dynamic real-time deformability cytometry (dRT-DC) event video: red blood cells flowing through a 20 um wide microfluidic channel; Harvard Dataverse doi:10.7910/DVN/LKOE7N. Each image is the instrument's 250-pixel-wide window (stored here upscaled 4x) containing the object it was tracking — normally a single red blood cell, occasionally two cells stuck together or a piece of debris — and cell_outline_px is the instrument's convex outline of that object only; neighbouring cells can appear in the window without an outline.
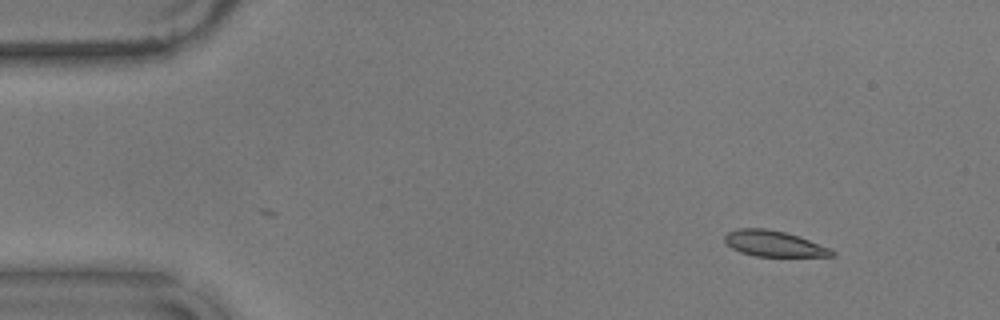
{"species": "common noctule bat (a hibernating species)", "species_latin": "Nyctalus noctula", "temperature_condition": "warm", "stored_images_in_passage": 52, "camera_frame_rate_fps": 3000, "um_per_image_px": 0.085, "animal": {"sex": "male", "body_mass_g": 17.9}, "frame": {"image": 1, "passage_image": 1, "time_ms": 0.0, "image_size_px": [1000, 320], "cell_outline_px": [[836, 256], [756, 256], [740, 252], [732, 248], [724, 240], [724, 236], [728, 232], [736, 228], [764, 228], [784, 232], [808, 240], [828, 248], [836, 252]], "centroid_in_image_um": [65.73, 20.71], "position_along_channel_um": 19.3, "area_um2": 15.84}}
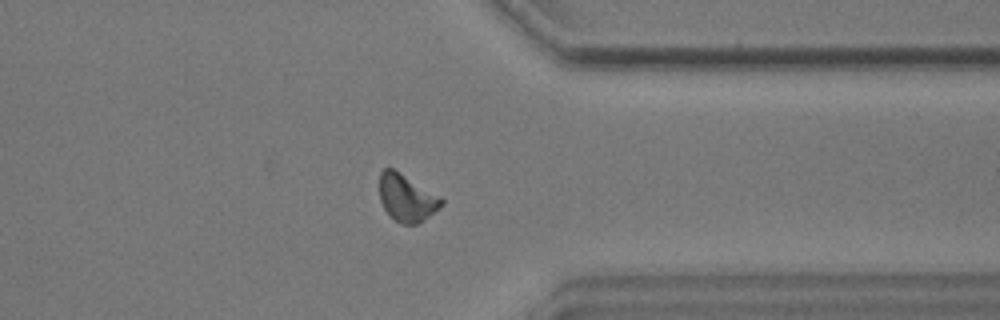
{"frame": {"image": 2, "passage_image": 39, "time_ms": 12.667, "image_size_px": [1000, 320], "cell_outline_px": [[444, 204], [440, 208], [416, 224], [404, 224], [396, 220], [384, 208], [380, 200], [380, 172], [384, 168], [392, 168], [440, 196], [444, 200]], "centroid_in_image_um": [34.58, 16.81], "position_along_channel_um": 376.8, "area_um2": 16.65}}
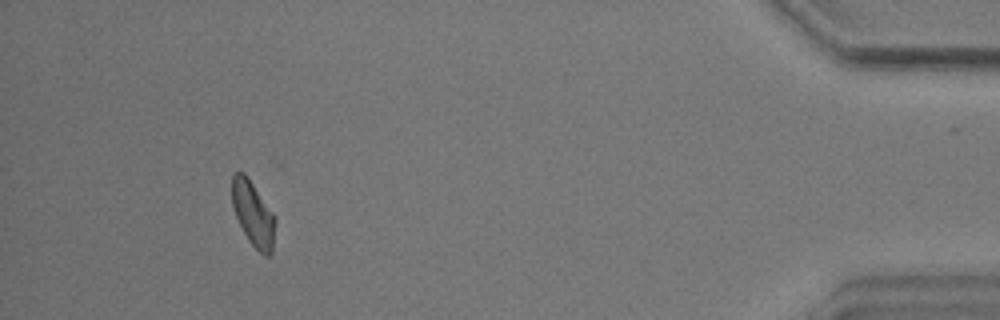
{"frame": {"image": 3, "passage_image": 47, "time_ms": 15.333, "image_size_px": [1000, 320], "cell_outline_px": [[276, 224], [272, 252], [268, 256], [264, 256], [248, 240], [236, 216], [232, 204], [232, 172], [244, 172], [248, 176], [272, 212], [276, 220]], "centroid_in_image_um": [21.52, 18.15], "position_along_channel_um": 413.7, "area_um2": 16.3}, "authors_computed_cell_mechanics": {"area_um2": 16.6753, "velocity_mm_per_s": 3.5736, "shape_relaxation_time_tau1_ms": 10.0904, "shape_relaxation_time_tau2_ms": 4.9125, "deformation_change_tau1": 0.1823, "deformation_change_tau2": 0.1054}}